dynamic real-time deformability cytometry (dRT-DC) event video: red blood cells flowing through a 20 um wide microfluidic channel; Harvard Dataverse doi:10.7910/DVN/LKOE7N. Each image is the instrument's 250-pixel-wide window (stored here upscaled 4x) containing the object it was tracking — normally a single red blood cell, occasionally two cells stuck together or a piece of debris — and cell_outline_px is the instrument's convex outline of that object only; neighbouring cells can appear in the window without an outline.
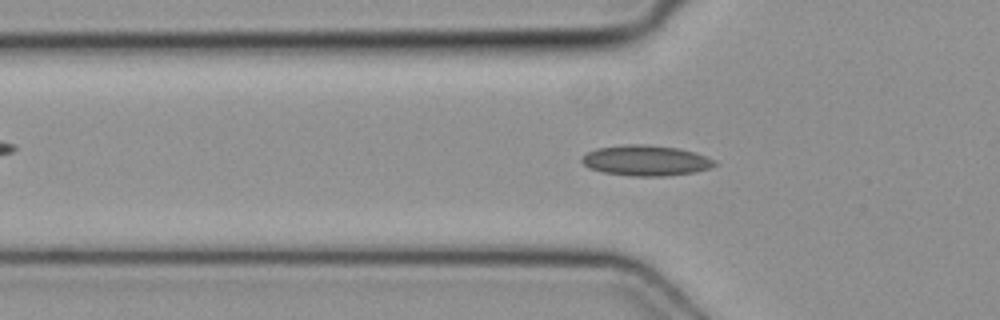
{"species": "common noctule bat (a hibernating species)", "species_latin": "Nyctalus noctula", "temperature_condition": "cold", "stored_images_in_passage": 38, "camera_frame_rate_fps": 3000, "um_per_image_px": 0.085, "animal": {"sex": "female", "body_mass_g": 19.3, "forearm_length_mm": 54.1}, "frame": {"image": 1, "passage_image": 11, "time_ms": 3.333, "image_size_px": [1000, 320], "cell_outline_px": [[720, 164], [696, 172], [664, 176], [632, 176], [604, 172], [588, 168], [580, 160], [580, 156], [596, 148], [628, 144], [640, 144], [676, 148], [692, 152], [716, 160]], "centroid_in_image_um": [54.87, 13.65], "position_along_channel_um": 70.9, "area_um2": 23.52}}
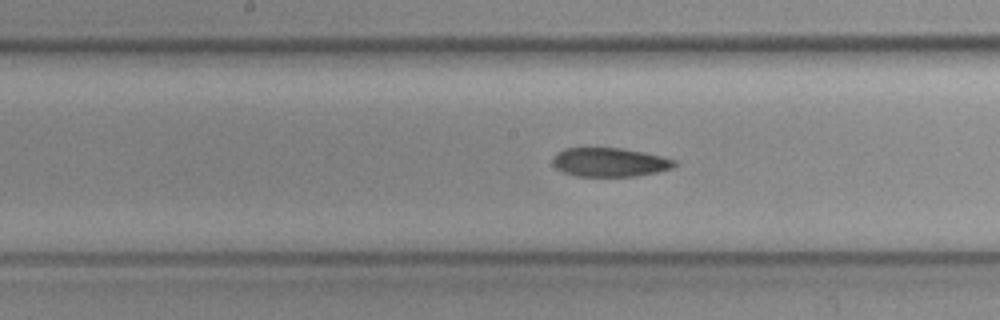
{"frame": {"image": 2, "passage_image": 20, "time_ms": 6.333, "image_size_px": [1000, 320], "cell_outline_px": [[676, 164], [672, 168], [656, 172], [636, 176], [576, 176], [564, 172], [556, 168], [552, 164], [552, 160], [556, 152], [564, 148], [624, 148], [644, 152], [676, 160]], "centroid_in_image_um": [51.8, 13.78], "position_along_channel_um": 196.4, "area_um2": 20.52}}
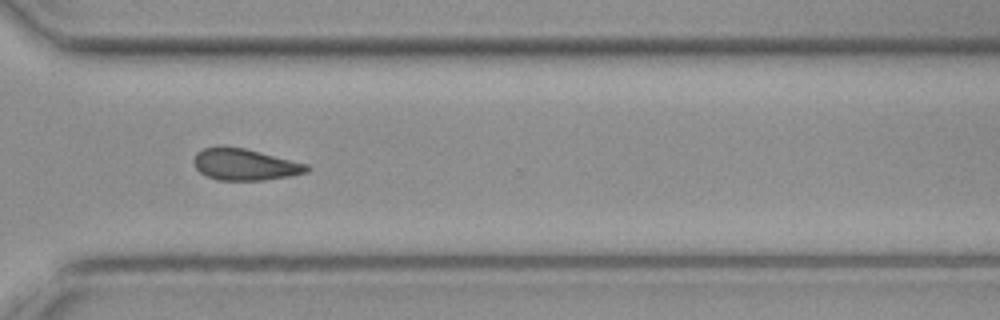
{"frame": {"image": 3, "passage_image": 31, "time_ms": 10.0, "image_size_px": [1000, 320], "cell_outline_px": [[312, 168], [308, 172], [288, 176], [264, 180], [216, 180], [200, 172], [196, 168], [196, 152], [204, 148], [244, 148], [308, 164]], "centroid_in_image_um": [20.88, 14.01], "position_along_channel_um": 349.7, "area_um2": 20.23}}